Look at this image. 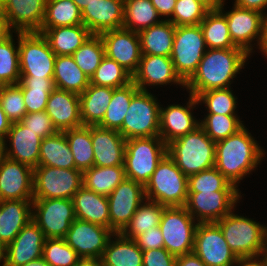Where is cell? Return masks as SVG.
Returning a JSON list of instances; mask_svg holds the SVG:
<instances>
[{
	"instance_id": "1",
	"label": "cell",
	"mask_w": 267,
	"mask_h": 266,
	"mask_svg": "<svg viewBox=\"0 0 267 266\" xmlns=\"http://www.w3.org/2000/svg\"><path fill=\"white\" fill-rule=\"evenodd\" d=\"M249 56L242 48L207 49L185 88L195 97L204 91L229 88Z\"/></svg>"
},
{
	"instance_id": "2",
	"label": "cell",
	"mask_w": 267,
	"mask_h": 266,
	"mask_svg": "<svg viewBox=\"0 0 267 266\" xmlns=\"http://www.w3.org/2000/svg\"><path fill=\"white\" fill-rule=\"evenodd\" d=\"M264 151L244 125L236 133L216 142L215 168L238 187L240 180L260 164Z\"/></svg>"
},
{
	"instance_id": "3",
	"label": "cell",
	"mask_w": 267,
	"mask_h": 266,
	"mask_svg": "<svg viewBox=\"0 0 267 266\" xmlns=\"http://www.w3.org/2000/svg\"><path fill=\"white\" fill-rule=\"evenodd\" d=\"M215 144L199 126L167 144V154L188 177L215 167Z\"/></svg>"
},
{
	"instance_id": "4",
	"label": "cell",
	"mask_w": 267,
	"mask_h": 266,
	"mask_svg": "<svg viewBox=\"0 0 267 266\" xmlns=\"http://www.w3.org/2000/svg\"><path fill=\"white\" fill-rule=\"evenodd\" d=\"M216 223L238 258L259 257L267 252L266 225L234 214L233 210Z\"/></svg>"
},
{
	"instance_id": "5",
	"label": "cell",
	"mask_w": 267,
	"mask_h": 266,
	"mask_svg": "<svg viewBox=\"0 0 267 266\" xmlns=\"http://www.w3.org/2000/svg\"><path fill=\"white\" fill-rule=\"evenodd\" d=\"M144 188L147 200L165 207L185 206L188 198V177L166 154Z\"/></svg>"
},
{
	"instance_id": "6",
	"label": "cell",
	"mask_w": 267,
	"mask_h": 266,
	"mask_svg": "<svg viewBox=\"0 0 267 266\" xmlns=\"http://www.w3.org/2000/svg\"><path fill=\"white\" fill-rule=\"evenodd\" d=\"M166 154L167 145L160 136L126 140L124 158L126 178L145 186Z\"/></svg>"
},
{
	"instance_id": "7",
	"label": "cell",
	"mask_w": 267,
	"mask_h": 266,
	"mask_svg": "<svg viewBox=\"0 0 267 266\" xmlns=\"http://www.w3.org/2000/svg\"><path fill=\"white\" fill-rule=\"evenodd\" d=\"M160 106L148 90H138L131 99L118 132L126 140L159 136Z\"/></svg>"
},
{
	"instance_id": "8",
	"label": "cell",
	"mask_w": 267,
	"mask_h": 266,
	"mask_svg": "<svg viewBox=\"0 0 267 266\" xmlns=\"http://www.w3.org/2000/svg\"><path fill=\"white\" fill-rule=\"evenodd\" d=\"M18 35L20 77L53 78L56 55L38 32Z\"/></svg>"
},
{
	"instance_id": "9",
	"label": "cell",
	"mask_w": 267,
	"mask_h": 266,
	"mask_svg": "<svg viewBox=\"0 0 267 266\" xmlns=\"http://www.w3.org/2000/svg\"><path fill=\"white\" fill-rule=\"evenodd\" d=\"M207 46L200 25L175 26L171 60L186 83L196 72Z\"/></svg>"
},
{
	"instance_id": "10",
	"label": "cell",
	"mask_w": 267,
	"mask_h": 266,
	"mask_svg": "<svg viewBox=\"0 0 267 266\" xmlns=\"http://www.w3.org/2000/svg\"><path fill=\"white\" fill-rule=\"evenodd\" d=\"M197 225L185 206L165 207L159 224L164 248L176 257L193 252Z\"/></svg>"
},
{
	"instance_id": "11",
	"label": "cell",
	"mask_w": 267,
	"mask_h": 266,
	"mask_svg": "<svg viewBox=\"0 0 267 266\" xmlns=\"http://www.w3.org/2000/svg\"><path fill=\"white\" fill-rule=\"evenodd\" d=\"M83 186V172L38 165L34 169L33 199H72Z\"/></svg>"
},
{
	"instance_id": "12",
	"label": "cell",
	"mask_w": 267,
	"mask_h": 266,
	"mask_svg": "<svg viewBox=\"0 0 267 266\" xmlns=\"http://www.w3.org/2000/svg\"><path fill=\"white\" fill-rule=\"evenodd\" d=\"M32 220L46 239L64 238L76 219L72 199H33Z\"/></svg>"
},
{
	"instance_id": "13",
	"label": "cell",
	"mask_w": 267,
	"mask_h": 266,
	"mask_svg": "<svg viewBox=\"0 0 267 266\" xmlns=\"http://www.w3.org/2000/svg\"><path fill=\"white\" fill-rule=\"evenodd\" d=\"M193 252L207 266H236L238 260L216 222L198 223Z\"/></svg>"
},
{
	"instance_id": "14",
	"label": "cell",
	"mask_w": 267,
	"mask_h": 266,
	"mask_svg": "<svg viewBox=\"0 0 267 266\" xmlns=\"http://www.w3.org/2000/svg\"><path fill=\"white\" fill-rule=\"evenodd\" d=\"M110 229L120 233L130 222L138 207L146 200L144 185L125 178L107 197Z\"/></svg>"
},
{
	"instance_id": "15",
	"label": "cell",
	"mask_w": 267,
	"mask_h": 266,
	"mask_svg": "<svg viewBox=\"0 0 267 266\" xmlns=\"http://www.w3.org/2000/svg\"><path fill=\"white\" fill-rule=\"evenodd\" d=\"M241 197L239 191L188 193L185 208L198 223L217 222L235 209Z\"/></svg>"
},
{
	"instance_id": "16",
	"label": "cell",
	"mask_w": 267,
	"mask_h": 266,
	"mask_svg": "<svg viewBox=\"0 0 267 266\" xmlns=\"http://www.w3.org/2000/svg\"><path fill=\"white\" fill-rule=\"evenodd\" d=\"M114 232L106 227L75 219L64 237L80 258H99Z\"/></svg>"
},
{
	"instance_id": "17",
	"label": "cell",
	"mask_w": 267,
	"mask_h": 266,
	"mask_svg": "<svg viewBox=\"0 0 267 266\" xmlns=\"http://www.w3.org/2000/svg\"><path fill=\"white\" fill-rule=\"evenodd\" d=\"M224 5L219 9L226 17L229 34L233 43L244 49L249 55L253 51L252 42L257 41L260 44L262 38L264 14L242 8L234 4L229 12H224ZM257 39V40H256Z\"/></svg>"
},
{
	"instance_id": "18",
	"label": "cell",
	"mask_w": 267,
	"mask_h": 266,
	"mask_svg": "<svg viewBox=\"0 0 267 266\" xmlns=\"http://www.w3.org/2000/svg\"><path fill=\"white\" fill-rule=\"evenodd\" d=\"M100 37L104 43L105 55L133 76L142 56L138 33L122 27L103 32Z\"/></svg>"
},
{
	"instance_id": "19",
	"label": "cell",
	"mask_w": 267,
	"mask_h": 266,
	"mask_svg": "<svg viewBox=\"0 0 267 266\" xmlns=\"http://www.w3.org/2000/svg\"><path fill=\"white\" fill-rule=\"evenodd\" d=\"M46 1L2 0L3 18L9 31L39 32L44 20Z\"/></svg>"
},
{
	"instance_id": "20",
	"label": "cell",
	"mask_w": 267,
	"mask_h": 266,
	"mask_svg": "<svg viewBox=\"0 0 267 266\" xmlns=\"http://www.w3.org/2000/svg\"><path fill=\"white\" fill-rule=\"evenodd\" d=\"M34 169L5 158L0 166V201L33 200Z\"/></svg>"
},
{
	"instance_id": "21",
	"label": "cell",
	"mask_w": 267,
	"mask_h": 266,
	"mask_svg": "<svg viewBox=\"0 0 267 266\" xmlns=\"http://www.w3.org/2000/svg\"><path fill=\"white\" fill-rule=\"evenodd\" d=\"M189 96L187 106H160L159 136L166 145L200 126V121L196 120L191 112V109L198 105L197 98L190 93Z\"/></svg>"
},
{
	"instance_id": "22",
	"label": "cell",
	"mask_w": 267,
	"mask_h": 266,
	"mask_svg": "<svg viewBox=\"0 0 267 266\" xmlns=\"http://www.w3.org/2000/svg\"><path fill=\"white\" fill-rule=\"evenodd\" d=\"M132 81L139 90L147 91L148 86L179 84L185 87V82L176 73L171 57L142 54L137 71Z\"/></svg>"
},
{
	"instance_id": "23",
	"label": "cell",
	"mask_w": 267,
	"mask_h": 266,
	"mask_svg": "<svg viewBox=\"0 0 267 266\" xmlns=\"http://www.w3.org/2000/svg\"><path fill=\"white\" fill-rule=\"evenodd\" d=\"M45 240L43 231L30 220L6 247L5 266H22L42 257Z\"/></svg>"
},
{
	"instance_id": "24",
	"label": "cell",
	"mask_w": 267,
	"mask_h": 266,
	"mask_svg": "<svg viewBox=\"0 0 267 266\" xmlns=\"http://www.w3.org/2000/svg\"><path fill=\"white\" fill-rule=\"evenodd\" d=\"M83 24L95 35L123 27L124 0H97L81 11Z\"/></svg>"
},
{
	"instance_id": "25",
	"label": "cell",
	"mask_w": 267,
	"mask_h": 266,
	"mask_svg": "<svg viewBox=\"0 0 267 266\" xmlns=\"http://www.w3.org/2000/svg\"><path fill=\"white\" fill-rule=\"evenodd\" d=\"M45 111L58 132L83 126L79 94L74 92L55 88L49 95Z\"/></svg>"
},
{
	"instance_id": "26",
	"label": "cell",
	"mask_w": 267,
	"mask_h": 266,
	"mask_svg": "<svg viewBox=\"0 0 267 266\" xmlns=\"http://www.w3.org/2000/svg\"><path fill=\"white\" fill-rule=\"evenodd\" d=\"M94 166L124 165L126 139L113 129L91 126Z\"/></svg>"
},
{
	"instance_id": "27",
	"label": "cell",
	"mask_w": 267,
	"mask_h": 266,
	"mask_svg": "<svg viewBox=\"0 0 267 266\" xmlns=\"http://www.w3.org/2000/svg\"><path fill=\"white\" fill-rule=\"evenodd\" d=\"M7 138L11 145L8 148L6 143V157L35 169L39 163L42 138L21 122L11 124Z\"/></svg>"
},
{
	"instance_id": "28",
	"label": "cell",
	"mask_w": 267,
	"mask_h": 266,
	"mask_svg": "<svg viewBox=\"0 0 267 266\" xmlns=\"http://www.w3.org/2000/svg\"><path fill=\"white\" fill-rule=\"evenodd\" d=\"M33 200L0 201V241L7 247L32 220Z\"/></svg>"
},
{
	"instance_id": "29",
	"label": "cell",
	"mask_w": 267,
	"mask_h": 266,
	"mask_svg": "<svg viewBox=\"0 0 267 266\" xmlns=\"http://www.w3.org/2000/svg\"><path fill=\"white\" fill-rule=\"evenodd\" d=\"M76 219L110 229L107 196L100 195L82 186L72 197Z\"/></svg>"
},
{
	"instance_id": "30",
	"label": "cell",
	"mask_w": 267,
	"mask_h": 266,
	"mask_svg": "<svg viewBox=\"0 0 267 266\" xmlns=\"http://www.w3.org/2000/svg\"><path fill=\"white\" fill-rule=\"evenodd\" d=\"M56 56L72 55L92 35L84 24L56 28H41Z\"/></svg>"
},
{
	"instance_id": "31",
	"label": "cell",
	"mask_w": 267,
	"mask_h": 266,
	"mask_svg": "<svg viewBox=\"0 0 267 266\" xmlns=\"http://www.w3.org/2000/svg\"><path fill=\"white\" fill-rule=\"evenodd\" d=\"M142 260V249L134 239L126 238L121 233L110 237L101 257L102 266H143Z\"/></svg>"
},
{
	"instance_id": "32",
	"label": "cell",
	"mask_w": 267,
	"mask_h": 266,
	"mask_svg": "<svg viewBox=\"0 0 267 266\" xmlns=\"http://www.w3.org/2000/svg\"><path fill=\"white\" fill-rule=\"evenodd\" d=\"M114 88L89 84L79 95L80 116L85 126H98L105 116Z\"/></svg>"
},
{
	"instance_id": "33",
	"label": "cell",
	"mask_w": 267,
	"mask_h": 266,
	"mask_svg": "<svg viewBox=\"0 0 267 266\" xmlns=\"http://www.w3.org/2000/svg\"><path fill=\"white\" fill-rule=\"evenodd\" d=\"M141 52L145 55L170 57L175 35V25L166 18L138 33Z\"/></svg>"
},
{
	"instance_id": "34",
	"label": "cell",
	"mask_w": 267,
	"mask_h": 266,
	"mask_svg": "<svg viewBox=\"0 0 267 266\" xmlns=\"http://www.w3.org/2000/svg\"><path fill=\"white\" fill-rule=\"evenodd\" d=\"M53 81L55 88L82 94L90 78L79 68L71 55L56 56Z\"/></svg>"
},
{
	"instance_id": "35",
	"label": "cell",
	"mask_w": 267,
	"mask_h": 266,
	"mask_svg": "<svg viewBox=\"0 0 267 266\" xmlns=\"http://www.w3.org/2000/svg\"><path fill=\"white\" fill-rule=\"evenodd\" d=\"M38 165L75 169V161L64 132L42 139Z\"/></svg>"
},
{
	"instance_id": "36",
	"label": "cell",
	"mask_w": 267,
	"mask_h": 266,
	"mask_svg": "<svg viewBox=\"0 0 267 266\" xmlns=\"http://www.w3.org/2000/svg\"><path fill=\"white\" fill-rule=\"evenodd\" d=\"M125 178L124 165L113 167L93 166L83 171V186L97 194L108 197Z\"/></svg>"
},
{
	"instance_id": "37",
	"label": "cell",
	"mask_w": 267,
	"mask_h": 266,
	"mask_svg": "<svg viewBox=\"0 0 267 266\" xmlns=\"http://www.w3.org/2000/svg\"><path fill=\"white\" fill-rule=\"evenodd\" d=\"M207 49H230L237 47L229 34L225 15L220 10H210L200 22Z\"/></svg>"
},
{
	"instance_id": "38",
	"label": "cell",
	"mask_w": 267,
	"mask_h": 266,
	"mask_svg": "<svg viewBox=\"0 0 267 266\" xmlns=\"http://www.w3.org/2000/svg\"><path fill=\"white\" fill-rule=\"evenodd\" d=\"M151 0H124L123 27L139 33L163 21Z\"/></svg>"
},
{
	"instance_id": "39",
	"label": "cell",
	"mask_w": 267,
	"mask_h": 266,
	"mask_svg": "<svg viewBox=\"0 0 267 266\" xmlns=\"http://www.w3.org/2000/svg\"><path fill=\"white\" fill-rule=\"evenodd\" d=\"M17 85L22 89L27 113L46 110L49 95L55 89L53 78L20 77Z\"/></svg>"
},
{
	"instance_id": "40",
	"label": "cell",
	"mask_w": 267,
	"mask_h": 266,
	"mask_svg": "<svg viewBox=\"0 0 267 266\" xmlns=\"http://www.w3.org/2000/svg\"><path fill=\"white\" fill-rule=\"evenodd\" d=\"M138 90L133 81L123 87L114 88L105 116L98 126L118 131L123 124L131 99Z\"/></svg>"
},
{
	"instance_id": "41",
	"label": "cell",
	"mask_w": 267,
	"mask_h": 266,
	"mask_svg": "<svg viewBox=\"0 0 267 266\" xmlns=\"http://www.w3.org/2000/svg\"><path fill=\"white\" fill-rule=\"evenodd\" d=\"M164 208L165 206L146 199L120 233L126 238L135 239L140 234L159 226Z\"/></svg>"
},
{
	"instance_id": "42",
	"label": "cell",
	"mask_w": 267,
	"mask_h": 266,
	"mask_svg": "<svg viewBox=\"0 0 267 266\" xmlns=\"http://www.w3.org/2000/svg\"><path fill=\"white\" fill-rule=\"evenodd\" d=\"M83 24L79 7L72 0H47L41 28Z\"/></svg>"
},
{
	"instance_id": "43",
	"label": "cell",
	"mask_w": 267,
	"mask_h": 266,
	"mask_svg": "<svg viewBox=\"0 0 267 266\" xmlns=\"http://www.w3.org/2000/svg\"><path fill=\"white\" fill-rule=\"evenodd\" d=\"M72 152L75 169L82 172L94 166V152L91 142V126H80L64 131Z\"/></svg>"
},
{
	"instance_id": "44",
	"label": "cell",
	"mask_w": 267,
	"mask_h": 266,
	"mask_svg": "<svg viewBox=\"0 0 267 266\" xmlns=\"http://www.w3.org/2000/svg\"><path fill=\"white\" fill-rule=\"evenodd\" d=\"M13 32L0 41V85L20 82L19 46H15Z\"/></svg>"
},
{
	"instance_id": "45",
	"label": "cell",
	"mask_w": 267,
	"mask_h": 266,
	"mask_svg": "<svg viewBox=\"0 0 267 266\" xmlns=\"http://www.w3.org/2000/svg\"><path fill=\"white\" fill-rule=\"evenodd\" d=\"M71 56L79 68L91 78L105 56L102 38L92 34Z\"/></svg>"
},
{
	"instance_id": "46",
	"label": "cell",
	"mask_w": 267,
	"mask_h": 266,
	"mask_svg": "<svg viewBox=\"0 0 267 266\" xmlns=\"http://www.w3.org/2000/svg\"><path fill=\"white\" fill-rule=\"evenodd\" d=\"M132 82V75L106 55L90 78V84L111 88L123 87Z\"/></svg>"
},
{
	"instance_id": "47",
	"label": "cell",
	"mask_w": 267,
	"mask_h": 266,
	"mask_svg": "<svg viewBox=\"0 0 267 266\" xmlns=\"http://www.w3.org/2000/svg\"><path fill=\"white\" fill-rule=\"evenodd\" d=\"M240 191L215 167L188 176V193Z\"/></svg>"
},
{
	"instance_id": "48",
	"label": "cell",
	"mask_w": 267,
	"mask_h": 266,
	"mask_svg": "<svg viewBox=\"0 0 267 266\" xmlns=\"http://www.w3.org/2000/svg\"><path fill=\"white\" fill-rule=\"evenodd\" d=\"M203 119L200 120V126L215 143L231 136L244 126L237 115L208 113Z\"/></svg>"
},
{
	"instance_id": "49",
	"label": "cell",
	"mask_w": 267,
	"mask_h": 266,
	"mask_svg": "<svg viewBox=\"0 0 267 266\" xmlns=\"http://www.w3.org/2000/svg\"><path fill=\"white\" fill-rule=\"evenodd\" d=\"M198 103L206 105L208 113L237 115L236 100L231 88L213 89L201 92L197 97Z\"/></svg>"
},
{
	"instance_id": "50",
	"label": "cell",
	"mask_w": 267,
	"mask_h": 266,
	"mask_svg": "<svg viewBox=\"0 0 267 266\" xmlns=\"http://www.w3.org/2000/svg\"><path fill=\"white\" fill-rule=\"evenodd\" d=\"M42 257L51 266H75L80 259L64 238L46 239Z\"/></svg>"
},
{
	"instance_id": "51",
	"label": "cell",
	"mask_w": 267,
	"mask_h": 266,
	"mask_svg": "<svg viewBox=\"0 0 267 266\" xmlns=\"http://www.w3.org/2000/svg\"><path fill=\"white\" fill-rule=\"evenodd\" d=\"M0 103L7 118L20 122L26 112L22 89L17 85H0Z\"/></svg>"
},
{
	"instance_id": "52",
	"label": "cell",
	"mask_w": 267,
	"mask_h": 266,
	"mask_svg": "<svg viewBox=\"0 0 267 266\" xmlns=\"http://www.w3.org/2000/svg\"><path fill=\"white\" fill-rule=\"evenodd\" d=\"M209 10L196 0H177L171 18L175 26L199 25Z\"/></svg>"
},
{
	"instance_id": "53",
	"label": "cell",
	"mask_w": 267,
	"mask_h": 266,
	"mask_svg": "<svg viewBox=\"0 0 267 266\" xmlns=\"http://www.w3.org/2000/svg\"><path fill=\"white\" fill-rule=\"evenodd\" d=\"M20 122L42 139L58 132L46 111L26 113Z\"/></svg>"
},
{
	"instance_id": "54",
	"label": "cell",
	"mask_w": 267,
	"mask_h": 266,
	"mask_svg": "<svg viewBox=\"0 0 267 266\" xmlns=\"http://www.w3.org/2000/svg\"><path fill=\"white\" fill-rule=\"evenodd\" d=\"M143 266H176V256L165 248L143 250Z\"/></svg>"
},
{
	"instance_id": "55",
	"label": "cell",
	"mask_w": 267,
	"mask_h": 266,
	"mask_svg": "<svg viewBox=\"0 0 267 266\" xmlns=\"http://www.w3.org/2000/svg\"><path fill=\"white\" fill-rule=\"evenodd\" d=\"M134 240L142 251L164 248L163 235L159 226L153 227L149 231L140 234Z\"/></svg>"
},
{
	"instance_id": "56",
	"label": "cell",
	"mask_w": 267,
	"mask_h": 266,
	"mask_svg": "<svg viewBox=\"0 0 267 266\" xmlns=\"http://www.w3.org/2000/svg\"><path fill=\"white\" fill-rule=\"evenodd\" d=\"M177 0H151L158 14L166 18L171 17Z\"/></svg>"
},
{
	"instance_id": "57",
	"label": "cell",
	"mask_w": 267,
	"mask_h": 266,
	"mask_svg": "<svg viewBox=\"0 0 267 266\" xmlns=\"http://www.w3.org/2000/svg\"><path fill=\"white\" fill-rule=\"evenodd\" d=\"M234 4L242 8L258 11L264 15L266 14L264 10L267 7V0H235Z\"/></svg>"
},
{
	"instance_id": "58",
	"label": "cell",
	"mask_w": 267,
	"mask_h": 266,
	"mask_svg": "<svg viewBox=\"0 0 267 266\" xmlns=\"http://www.w3.org/2000/svg\"><path fill=\"white\" fill-rule=\"evenodd\" d=\"M176 266H207L194 252L178 256Z\"/></svg>"
},
{
	"instance_id": "59",
	"label": "cell",
	"mask_w": 267,
	"mask_h": 266,
	"mask_svg": "<svg viewBox=\"0 0 267 266\" xmlns=\"http://www.w3.org/2000/svg\"><path fill=\"white\" fill-rule=\"evenodd\" d=\"M261 257V258H260ZM237 266H267V256L238 258Z\"/></svg>"
},
{
	"instance_id": "60",
	"label": "cell",
	"mask_w": 267,
	"mask_h": 266,
	"mask_svg": "<svg viewBox=\"0 0 267 266\" xmlns=\"http://www.w3.org/2000/svg\"><path fill=\"white\" fill-rule=\"evenodd\" d=\"M12 122L7 118L0 103V138L6 140Z\"/></svg>"
},
{
	"instance_id": "61",
	"label": "cell",
	"mask_w": 267,
	"mask_h": 266,
	"mask_svg": "<svg viewBox=\"0 0 267 266\" xmlns=\"http://www.w3.org/2000/svg\"><path fill=\"white\" fill-rule=\"evenodd\" d=\"M258 48L260 49L261 52H263L262 54L267 58V14L263 22L262 38Z\"/></svg>"
},
{
	"instance_id": "62",
	"label": "cell",
	"mask_w": 267,
	"mask_h": 266,
	"mask_svg": "<svg viewBox=\"0 0 267 266\" xmlns=\"http://www.w3.org/2000/svg\"><path fill=\"white\" fill-rule=\"evenodd\" d=\"M204 5L209 11L219 10L225 3L224 0H196Z\"/></svg>"
},
{
	"instance_id": "63",
	"label": "cell",
	"mask_w": 267,
	"mask_h": 266,
	"mask_svg": "<svg viewBox=\"0 0 267 266\" xmlns=\"http://www.w3.org/2000/svg\"><path fill=\"white\" fill-rule=\"evenodd\" d=\"M75 266H102L99 258H80Z\"/></svg>"
},
{
	"instance_id": "64",
	"label": "cell",
	"mask_w": 267,
	"mask_h": 266,
	"mask_svg": "<svg viewBox=\"0 0 267 266\" xmlns=\"http://www.w3.org/2000/svg\"><path fill=\"white\" fill-rule=\"evenodd\" d=\"M10 33L3 17H0V41Z\"/></svg>"
},
{
	"instance_id": "65",
	"label": "cell",
	"mask_w": 267,
	"mask_h": 266,
	"mask_svg": "<svg viewBox=\"0 0 267 266\" xmlns=\"http://www.w3.org/2000/svg\"><path fill=\"white\" fill-rule=\"evenodd\" d=\"M22 266H51L50 264H48L43 257H40L38 259L32 260L31 262H28L25 265Z\"/></svg>"
},
{
	"instance_id": "66",
	"label": "cell",
	"mask_w": 267,
	"mask_h": 266,
	"mask_svg": "<svg viewBox=\"0 0 267 266\" xmlns=\"http://www.w3.org/2000/svg\"><path fill=\"white\" fill-rule=\"evenodd\" d=\"M6 140L0 138V166L2 161L6 158Z\"/></svg>"
},
{
	"instance_id": "67",
	"label": "cell",
	"mask_w": 267,
	"mask_h": 266,
	"mask_svg": "<svg viewBox=\"0 0 267 266\" xmlns=\"http://www.w3.org/2000/svg\"><path fill=\"white\" fill-rule=\"evenodd\" d=\"M82 11L86 5H89L97 0H72Z\"/></svg>"
},
{
	"instance_id": "68",
	"label": "cell",
	"mask_w": 267,
	"mask_h": 266,
	"mask_svg": "<svg viewBox=\"0 0 267 266\" xmlns=\"http://www.w3.org/2000/svg\"><path fill=\"white\" fill-rule=\"evenodd\" d=\"M3 263L2 266H5L6 263V246L0 241V263Z\"/></svg>"
},
{
	"instance_id": "69",
	"label": "cell",
	"mask_w": 267,
	"mask_h": 266,
	"mask_svg": "<svg viewBox=\"0 0 267 266\" xmlns=\"http://www.w3.org/2000/svg\"><path fill=\"white\" fill-rule=\"evenodd\" d=\"M0 17H3L2 0H0Z\"/></svg>"
}]
</instances>
